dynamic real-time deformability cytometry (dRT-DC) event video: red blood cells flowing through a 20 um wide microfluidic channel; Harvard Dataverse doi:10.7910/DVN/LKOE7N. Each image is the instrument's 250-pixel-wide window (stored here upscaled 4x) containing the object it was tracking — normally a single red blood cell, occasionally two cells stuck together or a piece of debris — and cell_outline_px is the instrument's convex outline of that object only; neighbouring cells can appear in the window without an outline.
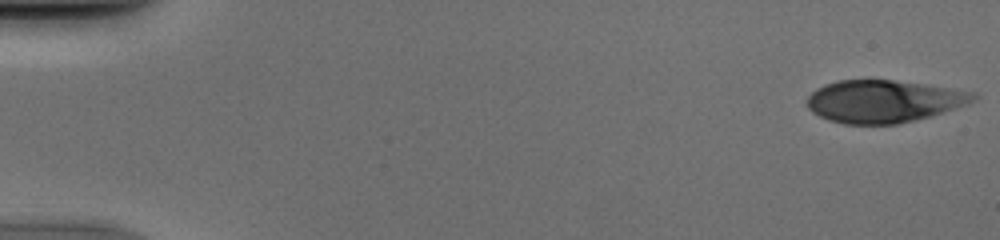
{"species": "human", "species_latin": "Homo sapiens", "temperature_condition": "cold", "stored_images_in_passage": 51, "camera_frame_rate_fps": 3000, "um_per_image_px": 0.085, "donor": {"sex": "male"}, "frame": {"image": 1, "passage_image": 1, "time_ms": 0.0, "image_size_px": [1000, 240], "cell_outline_px": [[976, 96], [972, 100], [940, 112], [928, 116], [896, 124], [844, 124], [828, 120], [812, 112], [808, 108], [808, 96], [816, 88], [824, 84], [840, 80], [892, 80], [976, 92]], "centroid_in_image_um": [75.0, 8.6], "position_along_channel_um": 10.0, "area_um2": 40.23}}
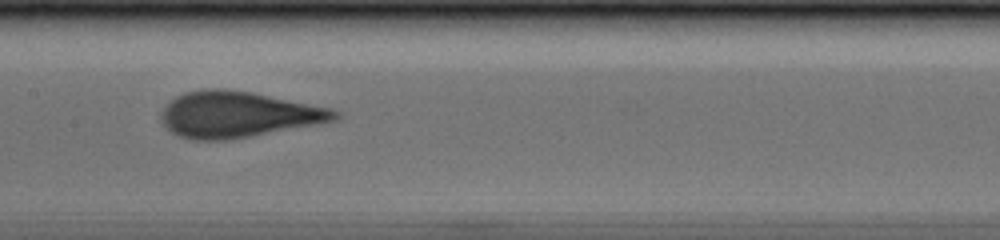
{"frame": {"image": 2, "passage_image": 26, "time_ms": 8.333, "image_size_px": [1000, 240], "cell_outline_px": [[340, 116], [336, 120], [320, 124], [228, 140], [192, 140], [176, 136], [160, 120], [160, 112], [176, 96], [184, 92], [216, 88], [224, 88], [248, 92], [332, 108], [340, 112]], "centroid_in_image_um": [20.23, 9.75], "position_along_channel_um": 187.2, "area_um2": 46.41}}
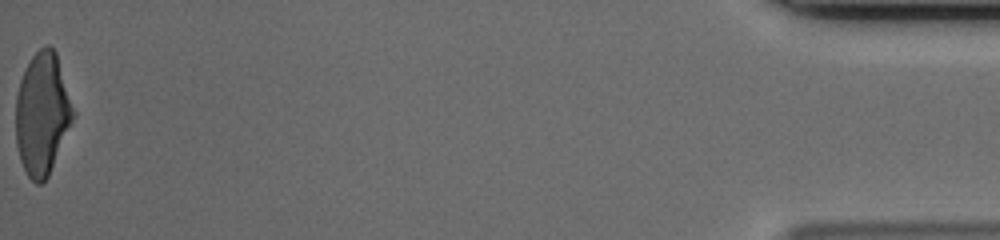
{"frame": {"image": 3, "passage_image": 51, "time_ms": 16.667, "image_size_px": [1000, 240], "cell_outline_px": [[76, 112], [48, 176], [40, 184], [36, 184], [28, 176], [20, 160], [16, 144], [16, 96], [20, 80], [32, 56], [44, 44], [48, 44], [56, 52]], "centroid_in_image_um": [3.6, 9.65], "position_along_channel_um": 431.6, "area_um2": 40.69}}